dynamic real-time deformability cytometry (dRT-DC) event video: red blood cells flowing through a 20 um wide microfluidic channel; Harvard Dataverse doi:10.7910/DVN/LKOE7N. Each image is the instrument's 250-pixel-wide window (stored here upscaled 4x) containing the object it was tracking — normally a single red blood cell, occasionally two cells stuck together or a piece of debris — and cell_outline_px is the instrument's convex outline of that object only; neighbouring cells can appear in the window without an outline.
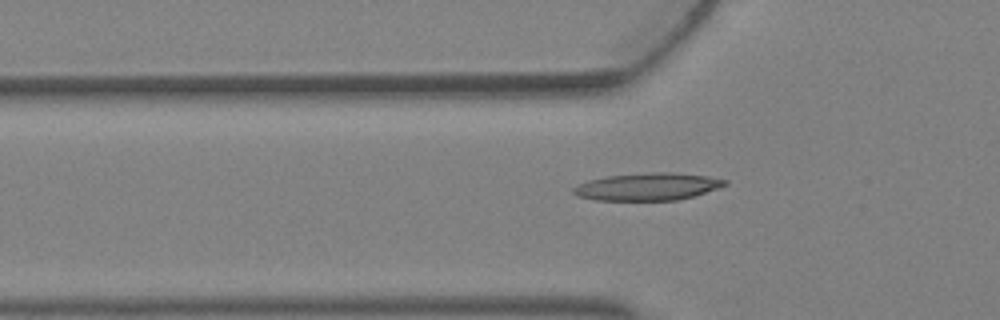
{"species": "Egyptian fruit bat (a non-hibernating species)", "species_latin": "Rousettus aegyptiacus", "temperature_condition": "warm", "stored_images_in_passage": 6, "segment_of_instrument_passage": [2, 2], "camera_frame_rate_fps": 3000, "um_per_image_px": 0.085, "animal": {"sex": "female"}, "frame": {"image": 1, "passage_image": 6, "time_ms": 1.667, "image_size_px": [1000, 320], "cell_outline_px": [[728, 184], [692, 196], [676, 200], [596, 200], [576, 196], [572, 192], [572, 188], [576, 184], [588, 180], [608, 176], [652, 172], [672, 172], [708, 176], [728, 180]], "centroid_in_image_um": [55.0, 15.86], "position_along_channel_um": 70.8, "area_um2": 24.1}}